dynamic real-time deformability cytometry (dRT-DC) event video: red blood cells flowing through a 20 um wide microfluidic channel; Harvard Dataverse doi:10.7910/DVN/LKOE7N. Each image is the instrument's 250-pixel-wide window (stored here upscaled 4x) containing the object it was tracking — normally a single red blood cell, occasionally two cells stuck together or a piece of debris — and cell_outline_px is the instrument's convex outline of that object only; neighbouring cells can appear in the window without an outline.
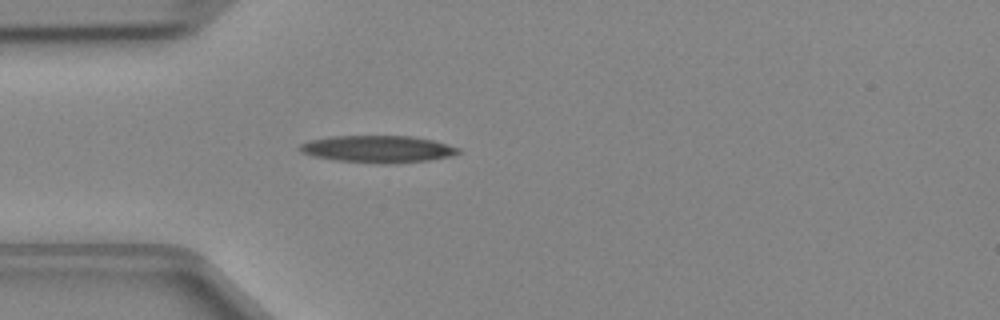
{"species": "Egyptian fruit bat (a non-hibernating species)", "species_latin": "Rousettus aegyptiacus", "temperature_condition": "cold", "stored_images_in_passage": 35, "camera_frame_rate_fps": 3000, "um_per_image_px": 0.085, "animal": {"sex": "female"}, "frame": {"image": 1, "passage_image": 1, "time_ms": 0.0, "image_size_px": [1000, 320], "cell_outline_px": [[460, 152], [452, 156], [428, 160], [384, 164], [336, 160], [312, 156], [300, 152], [300, 144], [308, 140], [332, 136], [412, 136], [432, 140], [460, 148]], "centroid_in_image_um": [32.09, 12.66], "position_along_channel_um": 52.9, "area_um2": 24.91}}
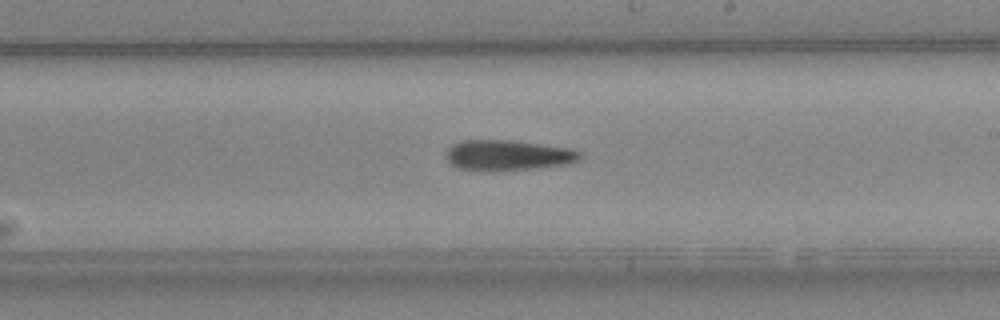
{"frame": {"image": 2, "passage_image": 15, "time_ms": 4.667, "image_size_px": [1000, 320], "cell_outline_px": [[584, 156], [580, 160], [568, 164], [528, 168], [460, 168], [452, 164], [444, 156], [448, 148], [452, 144], [460, 140], [512, 140], [572, 148], [580, 152]], "centroid_in_image_um": [43.23, 13.13], "position_along_channel_um": 245.8, "area_um2": 23.0}}
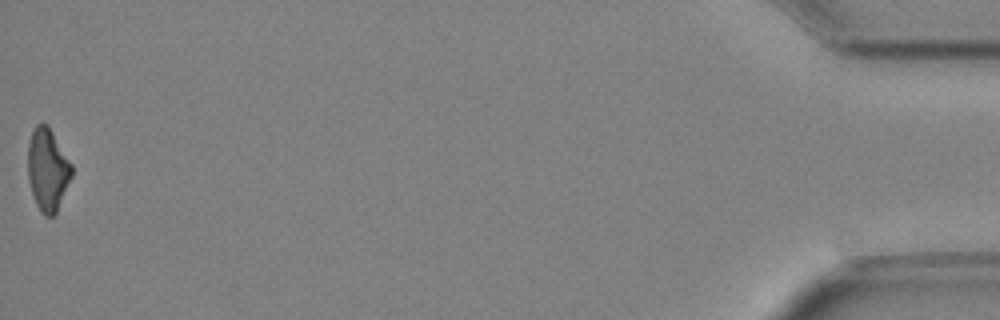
{"frame": {"image": 3, "passage_image": 35, "time_ms": 11.333, "image_size_px": [1000, 320], "cell_outline_px": [[72, 176], [56, 212], [52, 216], [44, 216], [40, 212], [32, 196], [28, 180], [28, 144], [32, 132], [36, 124], [48, 124], [72, 164]], "centroid_in_image_um": [4.04, 14.42], "position_along_channel_um": 431.2, "area_um2": 21.1}}